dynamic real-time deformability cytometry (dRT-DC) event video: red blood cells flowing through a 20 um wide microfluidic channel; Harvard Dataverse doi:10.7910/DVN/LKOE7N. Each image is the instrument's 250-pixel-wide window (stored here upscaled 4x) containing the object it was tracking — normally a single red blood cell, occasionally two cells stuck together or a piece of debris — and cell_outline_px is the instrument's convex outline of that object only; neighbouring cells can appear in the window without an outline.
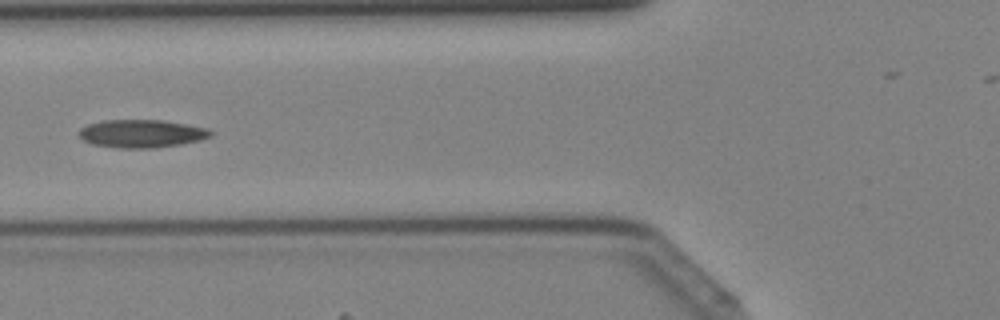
{"species": "Egyptian fruit bat (a non-hibernating species)", "species_latin": "Rousettus aegyptiacus", "temperature_condition": "cold", "stored_images_in_passage": 44, "camera_frame_rate_fps": 3000, "um_per_image_px": 0.085, "animal": {"sex": "female"}, "frame": {"image": 1, "passage_image": 17, "time_ms": 5.333, "image_size_px": [1000, 320], "cell_outline_px": [[212, 136], [200, 140], [180, 144], [152, 148], [116, 148], [92, 144], [84, 140], [80, 136], [80, 128], [88, 124], [104, 120], [160, 120], [208, 128], [212, 132]], "centroid_in_image_um": [12.03, 11.36], "position_along_channel_um": 113.8, "area_um2": 21.33}}
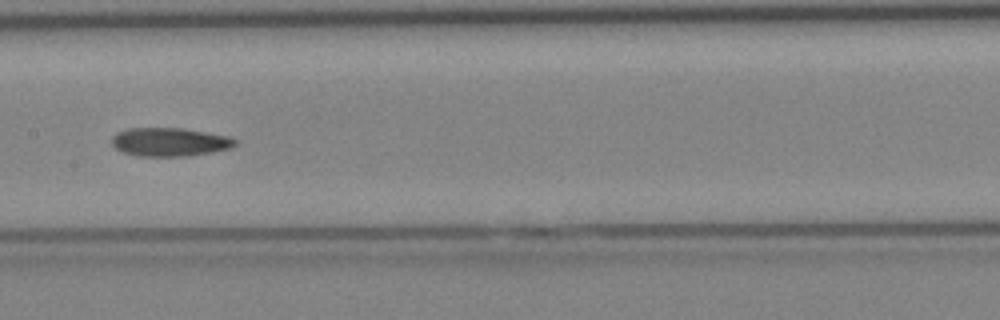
{"frame": {"image": 2, "passage_image": 22, "time_ms": 7.0, "image_size_px": [1000, 320], "cell_outline_px": [[236, 144], [232, 148], [212, 152], [188, 156], [136, 156], [124, 152], [116, 148], [112, 144], [112, 136], [116, 132], [128, 128], [180, 128], [228, 136], [236, 140]], "centroid_in_image_um": [14.4, 12.07], "position_along_channel_um": 193.0, "area_um2": 20.46}}
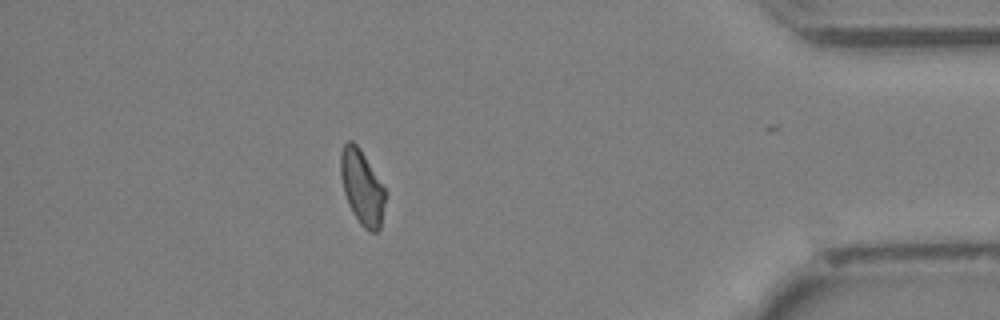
{"frame": {"image": 3, "passage_image": 38, "time_ms": 12.333, "image_size_px": [1000, 320], "cell_outline_px": [[384, 200], [380, 228], [376, 232], [372, 232], [364, 228], [360, 224], [352, 212], [348, 204], [344, 192], [340, 176], [340, 152], [344, 144], [348, 140], [352, 140], [360, 148], [384, 188]], "centroid_in_image_um": [30.72, 15.9], "position_along_channel_um": 404.5, "area_um2": 19.13}}